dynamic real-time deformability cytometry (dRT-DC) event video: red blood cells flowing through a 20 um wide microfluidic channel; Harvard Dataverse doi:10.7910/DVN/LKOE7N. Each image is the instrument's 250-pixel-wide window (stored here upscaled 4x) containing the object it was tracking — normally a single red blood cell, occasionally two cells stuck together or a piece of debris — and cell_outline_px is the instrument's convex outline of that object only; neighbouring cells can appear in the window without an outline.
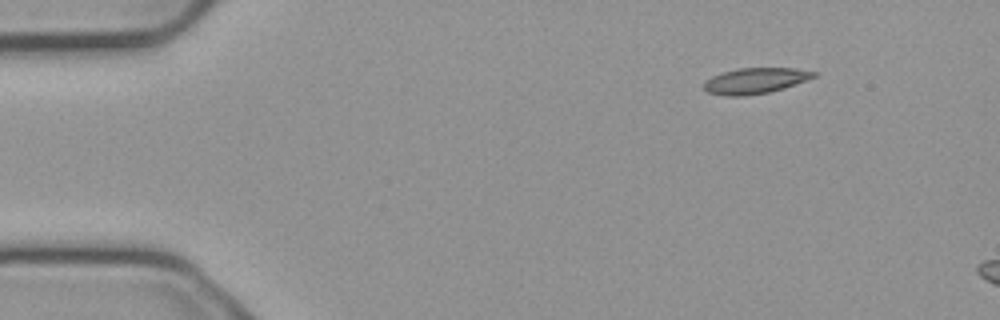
{"species": "common noctule bat (a hibernating species)", "species_latin": "Nyctalus noctula", "temperature_condition": "cold", "stored_images_in_passage": 6, "camera_frame_rate_fps": 3000, "um_per_image_px": 0.085, "animal": {"sex": "male", "body_mass_g": 23.1, "forearm_length_mm": 52.7}, "frame": {"image": 1, "passage_image": 1, "time_ms": 0.0, "image_size_px": [1000, 320], "cell_outline_px": [[816, 76], [784, 88], [768, 92], [744, 96], [728, 96], [708, 92], [704, 88], [704, 84], [712, 76], [724, 72], [740, 68], [796, 68], [816, 72]], "centroid_in_image_um": [64.21, 6.86], "position_along_channel_um": 20.8, "area_um2": 16.18}}